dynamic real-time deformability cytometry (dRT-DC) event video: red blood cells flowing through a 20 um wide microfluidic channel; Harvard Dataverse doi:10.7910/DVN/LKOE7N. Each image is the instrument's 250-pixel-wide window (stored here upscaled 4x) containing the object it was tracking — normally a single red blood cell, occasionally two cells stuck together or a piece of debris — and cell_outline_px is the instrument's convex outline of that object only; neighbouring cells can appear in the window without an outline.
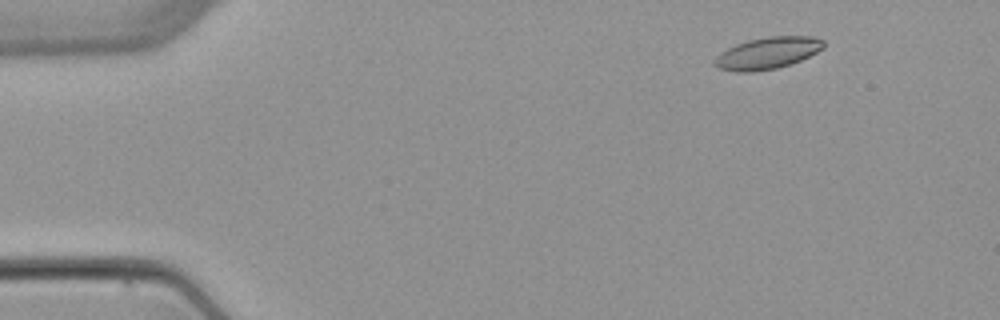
{"species": "common noctule bat (a hibernating species)", "species_latin": "Nyctalus noctula", "temperature_condition": "warm", "stored_images_in_passage": 5, "camera_frame_rate_fps": 3000, "um_per_image_px": 0.085, "animal": {"sex": "female", "body_mass_g": 22.7, "forearm_length_mm": 54.2}, "frame": {"image": 1, "passage_image": 2, "time_ms": 1.333, "image_size_px": [1000, 320], "cell_outline_px": [[824, 48], [792, 64], [776, 68], [752, 72], [736, 72], [720, 68], [712, 64], [712, 60], [720, 52], [736, 44], [748, 40], [768, 36], [812, 36], [824, 40]], "centroid_in_image_um": [65.21, 4.51], "position_along_channel_um": 19.8, "area_um2": 20.29}}
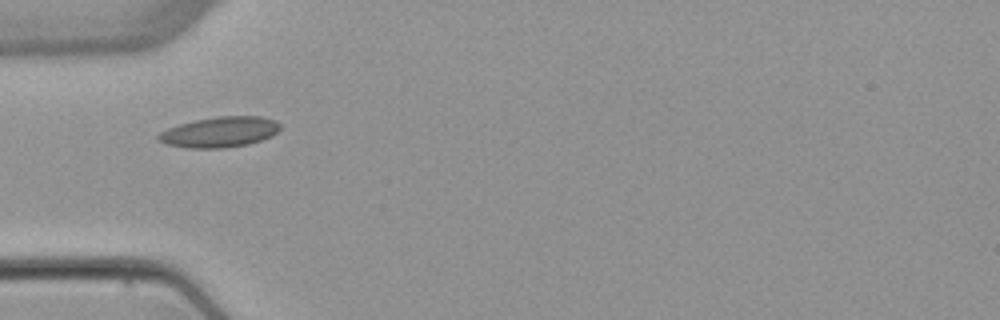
{"frame": {"image": 2, "passage_image": 5, "time_ms": 5.0, "image_size_px": [1000, 320], "cell_outline_px": [[280, 128], [272, 136], [248, 144], [224, 148], [188, 148], [164, 144], [156, 140], [156, 136], [160, 132], [168, 128], [180, 124], [196, 120], [220, 116], [260, 116], [276, 120], [280, 124]], "centroid_in_image_um": [18.65, 11.23], "position_along_channel_um": 66.3, "area_um2": 21.68}}